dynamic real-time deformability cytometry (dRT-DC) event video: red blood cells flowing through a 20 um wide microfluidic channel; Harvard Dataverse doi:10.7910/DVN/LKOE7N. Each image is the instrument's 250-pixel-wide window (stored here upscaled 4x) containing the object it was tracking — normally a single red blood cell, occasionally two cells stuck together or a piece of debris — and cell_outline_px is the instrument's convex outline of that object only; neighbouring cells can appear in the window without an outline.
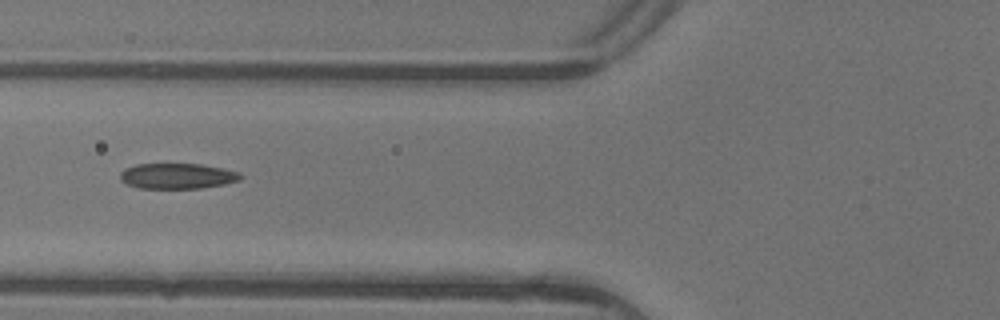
{"species": "common noctule bat (a hibernating species)", "species_latin": "Nyctalus noctula", "temperature_condition": "warm", "stored_images_in_passage": 4, "camera_frame_rate_fps": 3000, "um_per_image_px": 0.085, "animal": {"sex": "female"}, "frame": {"image": 1, "passage_image": 4, "time_ms": 1.0, "image_size_px": [1000, 320], "cell_outline_px": [[244, 176], [240, 180], [224, 184], [200, 188], [140, 188], [128, 184], [120, 180], [120, 172], [124, 168], [136, 164], [200, 164], [240, 172]], "centroid_in_image_um": [15.07, 14.96], "position_along_channel_um": 110.7, "area_um2": 17.86}}